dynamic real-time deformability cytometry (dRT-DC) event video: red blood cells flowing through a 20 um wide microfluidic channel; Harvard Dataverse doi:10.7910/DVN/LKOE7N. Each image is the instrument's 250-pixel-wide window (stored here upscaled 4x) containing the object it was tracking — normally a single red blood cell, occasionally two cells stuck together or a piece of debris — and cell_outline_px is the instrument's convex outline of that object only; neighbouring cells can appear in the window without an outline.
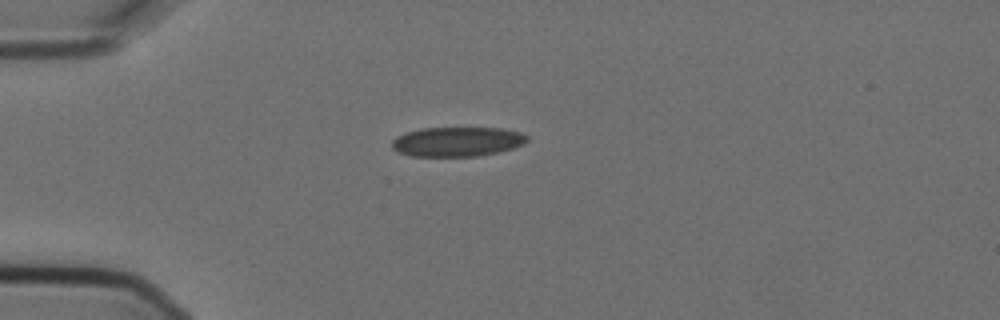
{"species": "Egyptian fruit bat (a non-hibernating species)", "species_latin": "Rousettus aegyptiacus", "temperature_condition": "cold", "stored_images_in_passage": 4, "camera_frame_rate_fps": 3000, "um_per_image_px": 0.085, "animal": {"sex": "female"}, "frame": {"image": 1, "passage_image": 1, "time_ms": 0.0, "image_size_px": [1000, 320], "cell_outline_px": [[528, 140], [524, 144], [500, 152], [476, 156], [412, 156], [396, 152], [392, 148], [392, 140], [396, 136], [420, 128], [500, 128], [520, 132], [528, 136]], "centroid_in_image_um": [38.85, 12.04], "position_along_channel_um": 46.1, "area_um2": 23.35}}
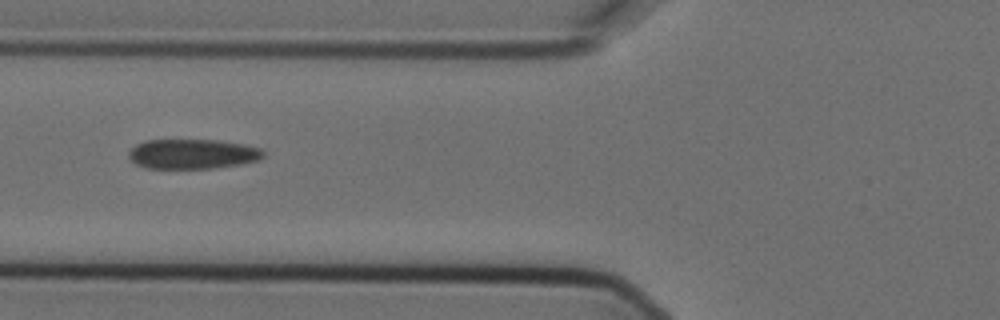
{"frame": {"image": 2, "passage_image": 3, "time_ms": 0.667, "image_size_px": [1000, 320], "cell_outline_px": [[264, 156], [260, 160], [240, 164], [212, 168], [144, 168], [136, 164], [128, 156], [128, 152], [136, 144], [144, 140], [216, 140], [244, 144], [260, 148], [264, 152]], "centroid_in_image_um": [16.36, 13.08], "position_along_channel_um": 109.4, "area_um2": 23.41}}
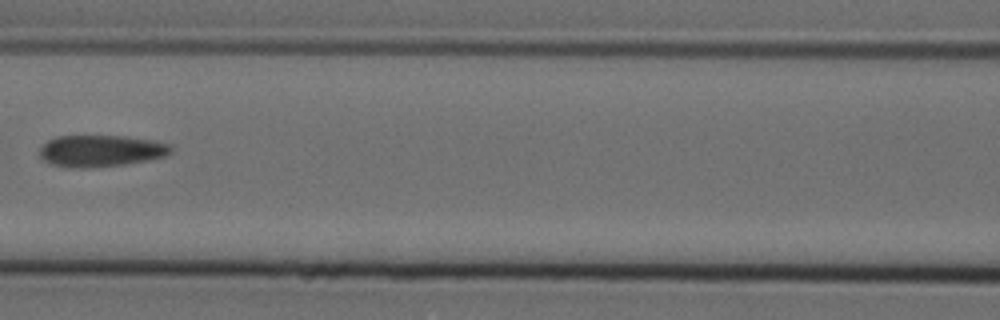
{"frame": {"image": 3, "passage_image": 4, "time_ms": 1.0, "image_size_px": [1000, 320], "cell_outline_px": [[172, 152], [164, 156], [148, 160], [124, 164], [88, 168], [64, 168], [52, 164], [44, 160], [40, 156], [40, 148], [48, 140], [56, 136], [124, 136], [152, 140], [172, 144]], "centroid_in_image_um": [8.57, 12.83], "position_along_channel_um": 158.0, "area_um2": 24.33}}